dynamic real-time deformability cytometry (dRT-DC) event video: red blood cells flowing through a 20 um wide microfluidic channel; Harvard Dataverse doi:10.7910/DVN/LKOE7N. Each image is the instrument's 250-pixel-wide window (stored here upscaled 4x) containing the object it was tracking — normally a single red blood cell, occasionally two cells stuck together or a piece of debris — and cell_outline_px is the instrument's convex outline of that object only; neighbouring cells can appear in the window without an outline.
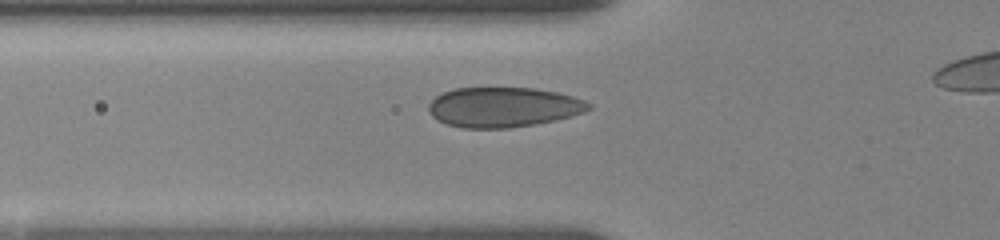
{"species": "human", "species_latin": "Homo sapiens", "temperature_condition": "room temperature", "stored_images_in_passage": 4, "segment_of_instrument_passage": [1, 2], "camera_frame_rate_fps": 3000, "um_per_image_px": 0.085, "donor": {"sex": "female"}, "frame": {"image": 1, "passage_image": 2, "time_ms": 0.667, "image_size_px": [1000, 240], "cell_outline_px": [[592, 108], [584, 112], [556, 120], [536, 124], [508, 128], [460, 128], [436, 120], [428, 112], [428, 104], [436, 96], [444, 92], [456, 88], [536, 88], [556, 92], [572, 96], [584, 100], [592, 104]], "centroid_in_image_um": [42.78, 9.11], "position_along_channel_um": 83.0, "area_um2": 37.4}}